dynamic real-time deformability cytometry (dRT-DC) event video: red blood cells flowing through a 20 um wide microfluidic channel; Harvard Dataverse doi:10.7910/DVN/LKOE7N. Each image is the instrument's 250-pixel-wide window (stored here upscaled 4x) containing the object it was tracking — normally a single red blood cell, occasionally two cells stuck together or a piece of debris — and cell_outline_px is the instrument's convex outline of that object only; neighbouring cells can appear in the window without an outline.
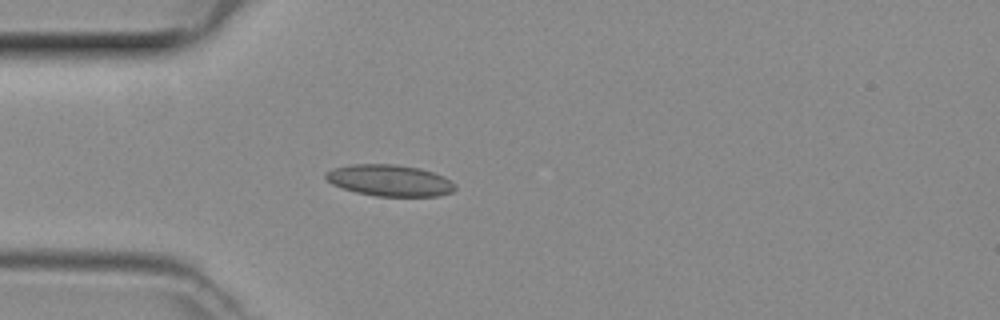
{"species": "common noctule bat (a hibernating species)", "species_latin": "Nyctalus noctula", "temperature_condition": "room temperature", "stored_images_in_passage": 38, "camera_frame_rate_fps": 3000, "um_per_image_px": 0.085, "animal": {"sex": "female", "body_mass_g": 29.2, "forearm_length_mm": 56.3}, "frame": {"image": 1, "passage_image": 8, "time_ms": 2.333, "image_size_px": [1000, 320], "cell_outline_px": [[456, 188], [452, 192], [436, 196], [376, 196], [356, 192], [332, 184], [324, 176], [324, 172], [332, 168], [352, 164], [396, 164], [420, 168], [444, 176], [456, 184]], "centroid_in_image_um": [33.12, 15.33], "position_along_channel_um": 51.9, "area_um2": 23.76}}
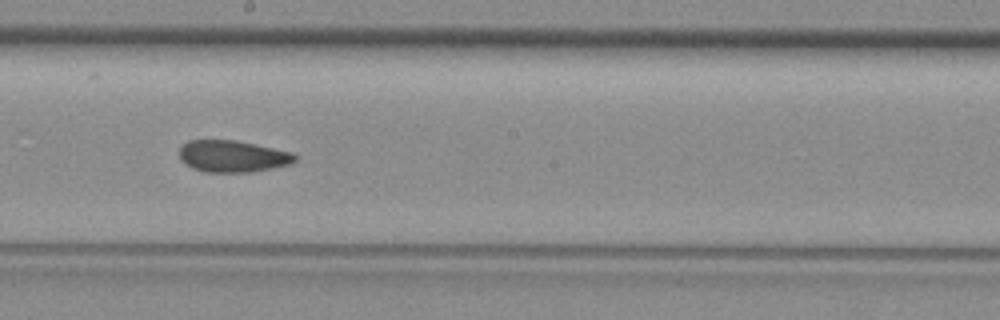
{"frame": {"image": 2, "passage_image": 21, "time_ms": 6.667, "image_size_px": [1000, 320], "cell_outline_px": [[296, 160], [292, 164], [252, 172], [204, 172], [192, 168], [184, 164], [180, 160], [180, 148], [188, 140], [236, 140], [256, 144], [292, 152], [296, 156]], "centroid_in_image_um": [19.77, 13.29], "position_along_channel_um": 228.4, "area_um2": 21.56}}
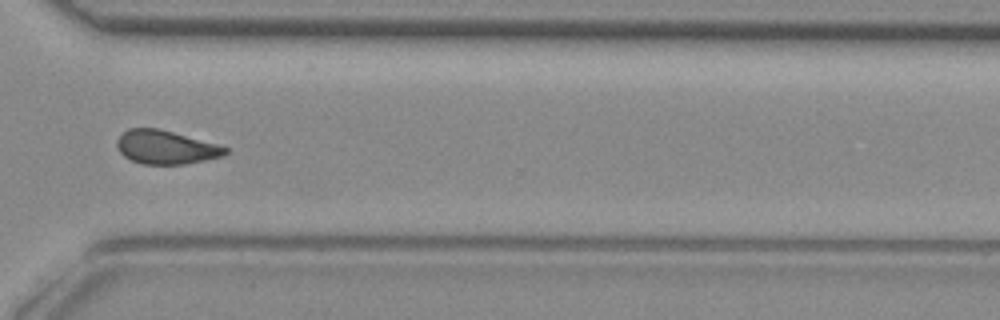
{"frame": {"image": 3, "passage_image": 30, "time_ms": 9.667, "image_size_px": [1000, 320], "cell_outline_px": [[228, 152], [224, 156], [184, 164], [144, 164], [132, 160], [124, 156], [120, 152], [116, 144], [116, 140], [128, 128], [160, 128], [216, 144], [228, 148]], "centroid_in_image_um": [14.09, 12.51], "position_along_channel_um": 356.5, "area_um2": 21.1}}